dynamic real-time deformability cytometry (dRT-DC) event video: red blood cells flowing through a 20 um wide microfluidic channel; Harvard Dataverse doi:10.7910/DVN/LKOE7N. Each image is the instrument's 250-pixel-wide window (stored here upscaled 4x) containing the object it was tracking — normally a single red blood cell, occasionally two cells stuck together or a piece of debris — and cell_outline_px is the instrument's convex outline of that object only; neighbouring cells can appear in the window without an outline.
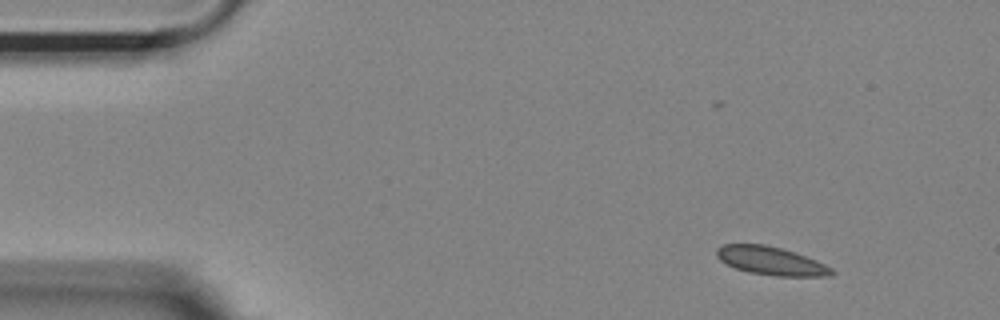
{"species": "Egyptian fruit bat (a non-hibernating species)", "species_latin": "Rousettus aegyptiacus", "temperature_condition": "room temperature", "stored_images_in_passage": 53, "camera_frame_rate_fps": 3000, "um_per_image_px": 0.085, "animal": {"sex": "female"}, "frame": {"image": 1, "passage_image": 5, "time_ms": 1.333, "image_size_px": [1000, 320], "cell_outline_px": [[836, 272], [832, 276], [776, 276], [748, 272], [736, 268], [720, 260], [716, 256], [716, 248], [724, 244], [764, 244], [780, 248], [816, 260], [832, 268]], "centroid_in_image_um": [65.53, 22.18], "position_along_channel_um": 19.5, "area_um2": 18.84}}
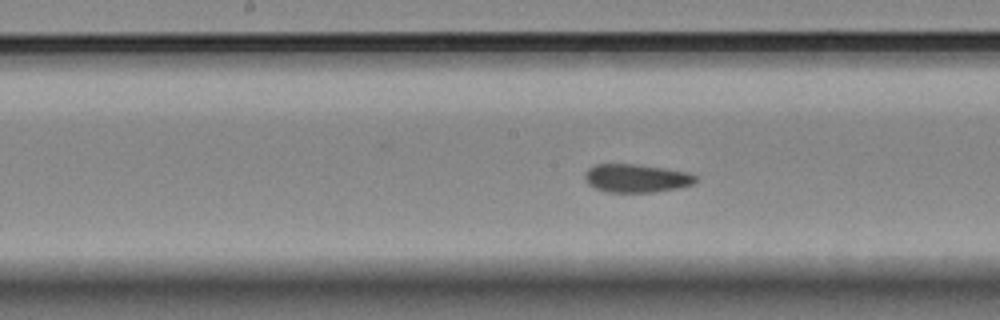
{"frame": {"image": 2, "passage_image": 26, "time_ms": 8.333, "image_size_px": [1000, 320], "cell_outline_px": [[696, 180], [692, 184], [680, 188], [652, 192], [608, 192], [596, 188], [588, 184], [584, 180], [584, 172], [588, 168], [596, 164], [636, 164], [664, 168], [688, 172], [696, 176]], "centroid_in_image_um": [54.06, 15.14], "position_along_channel_um": 194.1, "area_um2": 18.32}}
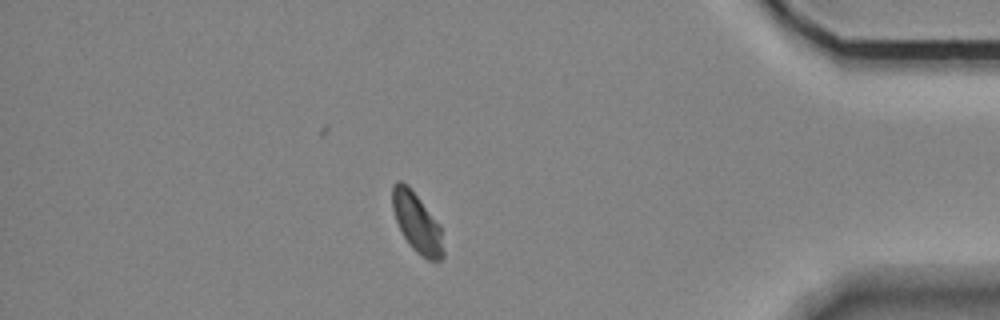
{"frame": {"image": 3, "passage_image": 46, "time_ms": 15.0, "image_size_px": [1000, 320], "cell_outline_px": [[444, 256], [440, 260], [428, 260], [416, 252], [408, 244], [396, 220], [392, 208], [392, 184], [396, 180], [400, 180], [408, 184], [440, 224], [444, 252]], "centroid_in_image_um": [35.43, 18.9], "position_along_channel_um": 399.8, "area_um2": 17.8}}